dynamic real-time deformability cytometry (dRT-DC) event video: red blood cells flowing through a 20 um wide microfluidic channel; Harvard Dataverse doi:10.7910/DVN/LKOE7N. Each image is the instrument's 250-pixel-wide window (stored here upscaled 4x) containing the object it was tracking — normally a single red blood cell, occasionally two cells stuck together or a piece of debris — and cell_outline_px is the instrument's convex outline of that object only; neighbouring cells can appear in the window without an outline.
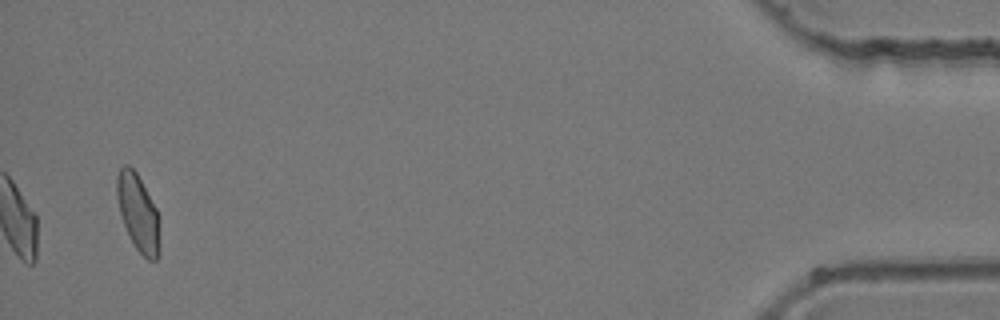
{"species": "common noctule bat (a hibernating species)", "species_latin": "Nyctalus noctula", "temperature_condition": "room temperature", "stored_images_in_passage": 35, "camera_frame_rate_fps": 3000, "um_per_image_px": 0.085, "animal": {"sex": "female", "body_mass_g": 24.6, "forearm_length_mm": 56.2}, "frame": {"image": 1, "passage_image": 35, "time_ms": 11.333, "image_size_px": [1000, 320], "cell_outline_px": [[160, 252], [156, 260], [148, 260], [136, 248], [124, 224], [120, 212], [116, 196], [116, 176], [120, 168], [124, 164], [128, 164], [136, 172], [156, 208], [160, 244]], "centroid_in_image_um": [11.73, 18.07], "position_along_channel_um": 423.5, "area_um2": 18.9}}